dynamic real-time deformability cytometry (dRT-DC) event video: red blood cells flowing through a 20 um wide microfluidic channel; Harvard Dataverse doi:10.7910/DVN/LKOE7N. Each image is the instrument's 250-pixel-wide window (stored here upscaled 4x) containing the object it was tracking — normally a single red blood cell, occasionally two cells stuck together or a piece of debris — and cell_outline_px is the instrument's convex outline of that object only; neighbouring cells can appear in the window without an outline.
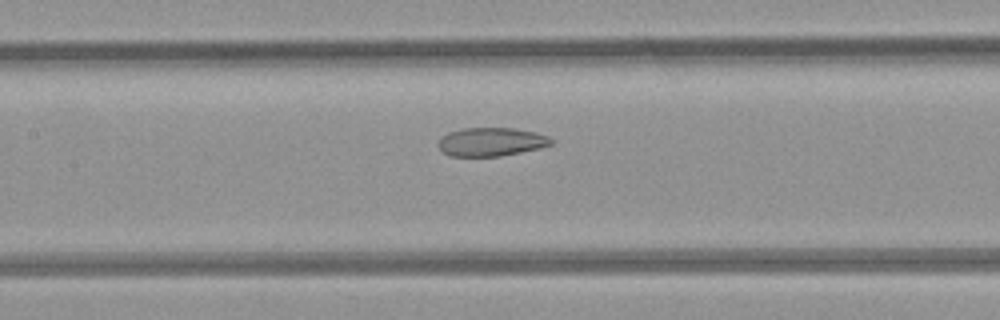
{"species": "common noctule bat (a hibernating species)", "species_latin": "Nyctalus noctula", "temperature_condition": "room temperature", "stored_images_in_passage": 7, "camera_frame_rate_fps": 3000, "um_per_image_px": 0.085, "animal": {"sex": "female", "body_mass_g": 21.9}, "frame": {"image": 1, "passage_image": 7, "time_ms": 8.0, "image_size_px": [1000, 320], "cell_outline_px": [[552, 144], [540, 148], [500, 156], [448, 156], [436, 144], [448, 132], [460, 128], [512, 128], [536, 132], [548, 136], [552, 140]], "centroid_in_image_um": [41.74, 12.05], "position_along_channel_um": 165.7, "area_um2": 18.73}}